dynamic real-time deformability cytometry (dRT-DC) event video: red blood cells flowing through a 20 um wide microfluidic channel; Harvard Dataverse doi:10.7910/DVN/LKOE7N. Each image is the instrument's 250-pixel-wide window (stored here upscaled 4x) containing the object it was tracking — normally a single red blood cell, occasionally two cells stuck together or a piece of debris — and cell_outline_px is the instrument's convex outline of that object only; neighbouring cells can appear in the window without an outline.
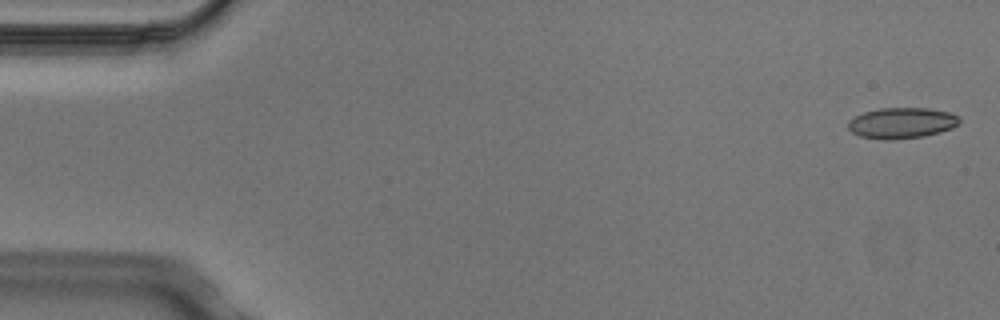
{"species": "Egyptian fruit bat (a non-hibernating species)", "species_latin": "Rousettus aegyptiacus", "temperature_condition": "cold", "stored_images_in_passage": 5, "camera_frame_rate_fps": 3000, "um_per_image_px": 0.085, "animal": {"sex": "male"}, "frame": {"image": 1, "passage_image": 1, "time_ms": 0.0, "image_size_px": [1000, 320], "cell_outline_px": [[960, 124], [952, 128], [940, 132], [924, 136], [888, 140], [884, 140], [860, 136], [852, 132], [848, 128], [848, 120], [864, 112], [880, 108], [928, 108], [952, 112], [960, 116]], "centroid_in_image_um": [76.69, 10.45], "position_along_channel_um": 8.3, "area_um2": 20.17}}
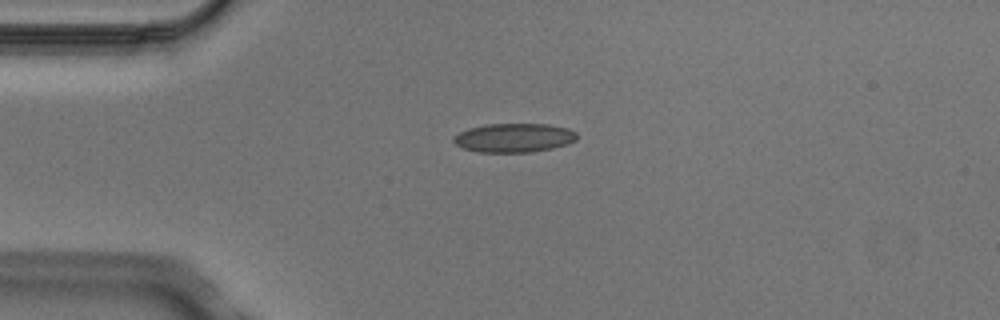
{"frame": {"image": 2, "passage_image": 4, "time_ms": 1.0, "image_size_px": [1000, 320], "cell_outline_px": [[576, 140], [568, 144], [552, 148], [532, 152], [476, 152], [464, 148], [456, 144], [452, 140], [452, 136], [468, 128], [484, 124], [548, 124], [568, 128], [576, 132]], "centroid_in_image_um": [43.67, 11.71], "position_along_channel_um": 41.3, "area_um2": 20.92}}